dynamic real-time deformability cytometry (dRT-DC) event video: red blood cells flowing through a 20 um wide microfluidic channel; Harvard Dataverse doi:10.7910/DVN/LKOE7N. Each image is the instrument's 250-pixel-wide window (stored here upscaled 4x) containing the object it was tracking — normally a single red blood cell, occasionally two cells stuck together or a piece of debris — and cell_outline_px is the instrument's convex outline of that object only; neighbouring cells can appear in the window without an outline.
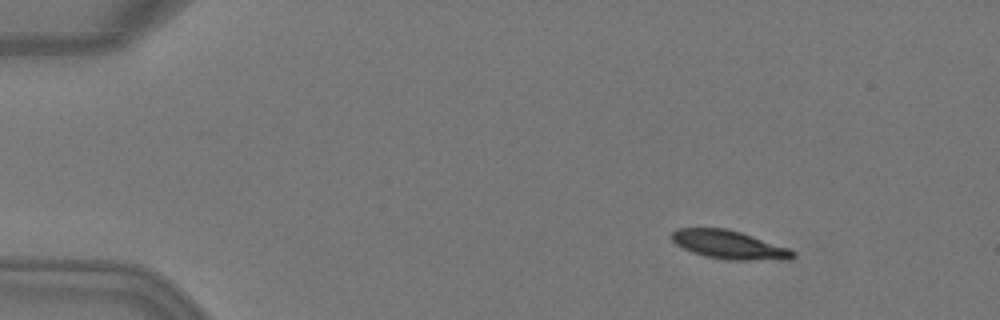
{"species": "Egyptian fruit bat (a non-hibernating species)", "species_latin": "Rousettus aegyptiacus", "temperature_condition": "warm", "stored_images_in_passage": 4, "camera_frame_rate_fps": 3000, "um_per_image_px": 0.085, "animal": {"sex": "female"}, "frame": {"image": 1, "passage_image": 2, "time_ms": 0.333, "image_size_px": [1000, 320], "cell_outline_px": [[796, 256], [792, 260], [724, 260], [704, 256], [692, 252], [676, 244], [668, 236], [676, 228], [724, 228], [740, 232], [788, 248], [796, 252]], "centroid_in_image_um": [61.97, 20.82], "position_along_channel_um": 23.0, "area_um2": 20.29}}